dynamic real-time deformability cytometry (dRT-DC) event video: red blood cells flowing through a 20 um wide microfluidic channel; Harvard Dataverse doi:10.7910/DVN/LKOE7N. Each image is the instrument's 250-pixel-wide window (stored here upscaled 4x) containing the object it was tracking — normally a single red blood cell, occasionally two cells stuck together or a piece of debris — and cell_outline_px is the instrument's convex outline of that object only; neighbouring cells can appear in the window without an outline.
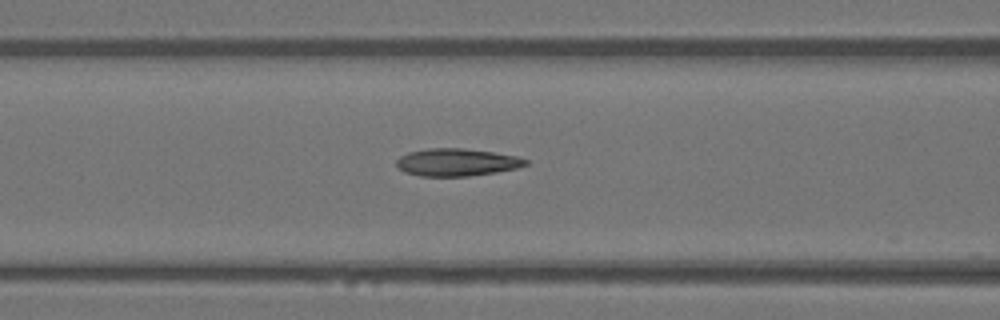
{"species": "Egyptian fruit bat (a non-hibernating species)", "species_latin": "Rousettus aegyptiacus", "temperature_condition": "warm", "stored_images_in_passage": 20, "camera_frame_rate_fps": 3000, "um_per_image_px": 0.085, "animal": {"sex": "female"}, "frame": {"image": 1, "passage_image": 7, "time_ms": 2.0, "image_size_px": [1000, 320], "cell_outline_px": [[528, 164], [516, 168], [496, 172], [468, 176], [420, 176], [404, 172], [396, 164], [396, 160], [400, 156], [408, 152], [428, 148], [460, 148], [492, 152], [516, 156], [528, 160]], "centroid_in_image_um": [38.8, 13.79], "position_along_channel_um": 127.8, "area_um2": 20.58}}
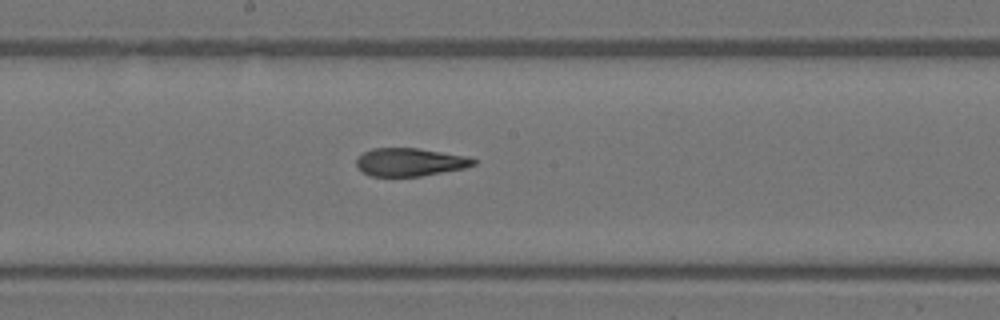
{"frame": {"image": 2, "passage_image": 13, "time_ms": 4.0, "image_size_px": [1000, 320], "cell_outline_px": [[476, 164], [464, 168], [420, 176], [368, 176], [356, 164], [356, 160], [364, 152], [372, 148], [416, 148], [468, 156], [476, 160]], "centroid_in_image_um": [34.85, 13.77], "position_along_channel_um": 213.3, "area_um2": 18.96}}
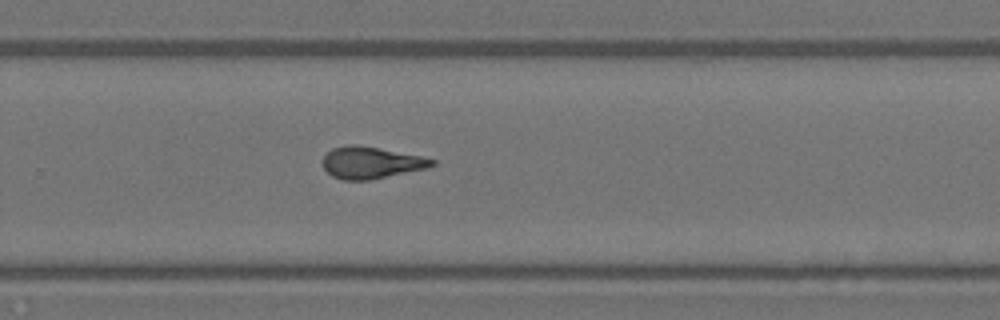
{"frame": {"image": 3, "passage_image": 19, "time_ms": 6.0, "image_size_px": [1000, 320], "cell_outline_px": [[436, 164], [428, 168], [372, 180], [344, 180], [332, 176], [324, 168], [324, 156], [332, 148], [344, 144], [356, 144], [420, 156], [436, 160]], "centroid_in_image_um": [31.55, 13.83], "position_along_channel_um": 298.3, "area_um2": 20.23}}